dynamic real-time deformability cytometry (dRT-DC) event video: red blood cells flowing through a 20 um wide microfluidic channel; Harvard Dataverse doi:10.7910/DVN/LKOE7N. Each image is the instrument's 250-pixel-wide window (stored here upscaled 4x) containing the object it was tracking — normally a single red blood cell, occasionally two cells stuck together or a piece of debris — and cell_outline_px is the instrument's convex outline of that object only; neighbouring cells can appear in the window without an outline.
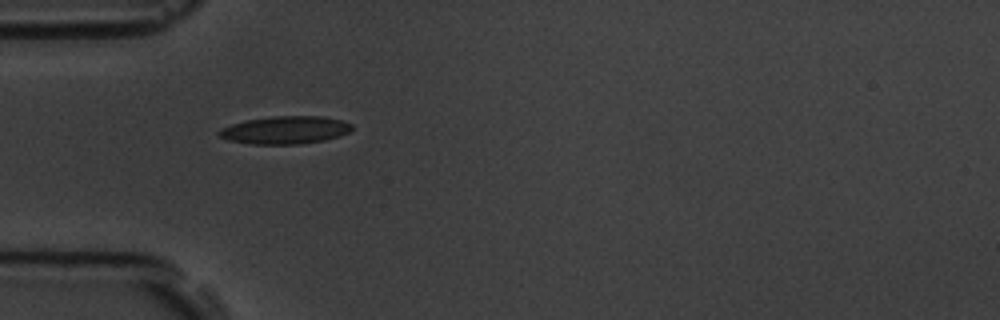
{"species": "common noctule bat (a hibernating species)", "species_latin": "Nyctalus noctula", "temperature_condition": "room temperature", "stored_images_in_passage": 4, "camera_frame_rate_fps": 3000, "um_per_image_px": 0.085, "animal": {"sex": "male", "body_mass_g": 19.5, "forearm_length_mm": 54.6}, "frame": {"image": 1, "passage_image": 1, "time_ms": 0.0, "image_size_px": [1000, 320], "cell_outline_px": [[352, 128], [348, 132], [340, 136], [324, 140], [300, 144], [252, 144], [228, 140], [220, 136], [216, 132], [220, 128], [244, 120], [272, 116], [320, 116], [344, 120], [352, 124]], "centroid_in_image_um": [24.23, 11.05], "position_along_channel_um": 60.8, "area_um2": 21.62}}
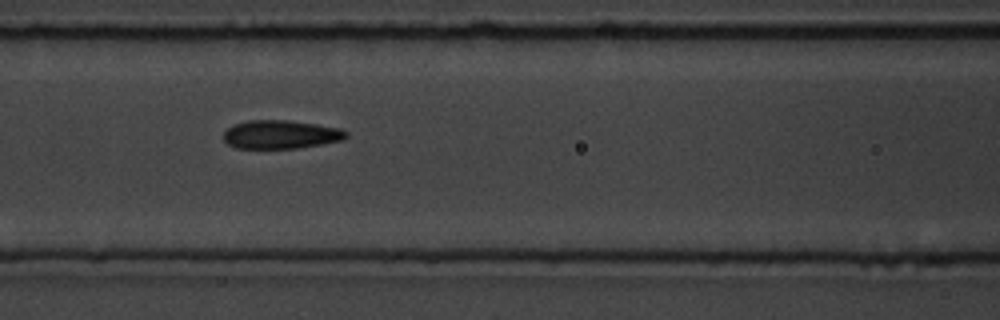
{"frame": {"image": 2, "passage_image": 3, "time_ms": 2.333, "image_size_px": [1000, 320], "cell_outline_px": [[348, 136], [344, 140], [296, 148], [236, 148], [228, 144], [224, 140], [224, 132], [228, 128], [236, 124], [248, 120], [288, 120], [316, 124], [340, 128], [348, 132]], "centroid_in_image_um": [23.88, 11.43], "position_along_channel_um": 142.7, "area_um2": 20.29}}
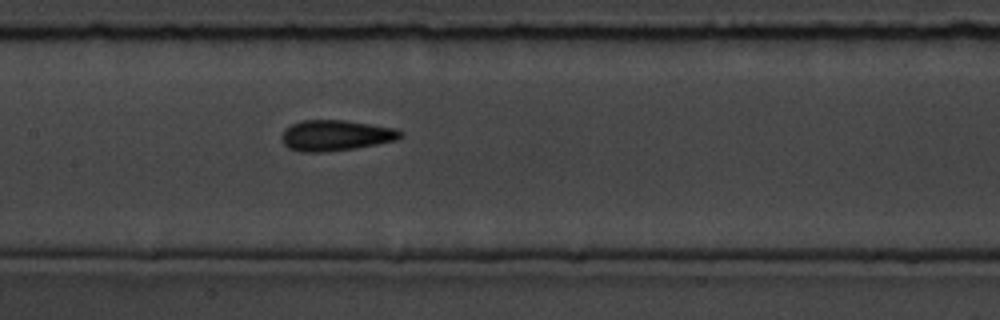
{"frame": {"image": 3, "passage_image": 4, "time_ms": 3.333, "image_size_px": [1000, 320], "cell_outline_px": [[404, 136], [396, 140], [376, 144], [352, 148], [324, 152], [300, 152], [288, 148], [284, 144], [280, 136], [284, 128], [300, 120], [344, 120], [396, 128], [404, 132]], "centroid_in_image_um": [28.51, 11.5], "position_along_channel_um": 178.9, "area_um2": 21.39}}